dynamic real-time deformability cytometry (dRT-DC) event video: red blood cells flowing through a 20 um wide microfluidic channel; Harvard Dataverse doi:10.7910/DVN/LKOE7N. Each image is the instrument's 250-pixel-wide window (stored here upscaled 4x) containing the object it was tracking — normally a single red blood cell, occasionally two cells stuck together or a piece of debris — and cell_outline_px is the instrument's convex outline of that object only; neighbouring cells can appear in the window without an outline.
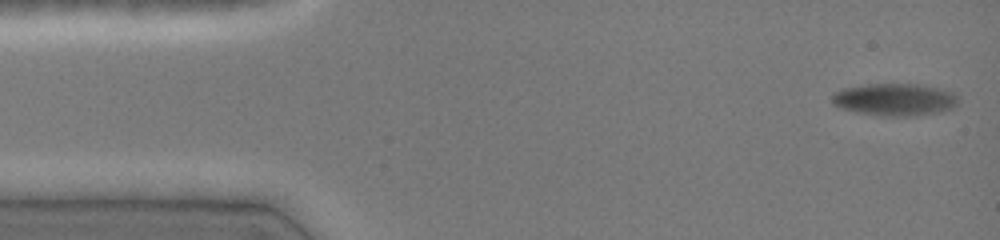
{"species": "common noctule bat (a hibernating species)", "species_latin": "Nyctalus noctula", "temperature_condition": "cold", "stored_images_in_passage": 47, "camera_frame_rate_fps": 3000, "um_per_image_px": 0.085, "animal": {"sex": "female", "body_mass_g": 19.0, "forearm_length_mm": 51.5}, "frame": {"image": 1, "passage_image": 1, "time_ms": 0.0, "image_size_px": [1000, 240], "cell_outline_px": [[960, 96], [956, 104], [952, 108], [944, 112], [916, 116], [880, 116], [840, 108], [832, 104], [832, 92], [840, 88], [868, 84], [924, 84], [940, 88], [952, 92]], "centroid_in_image_um": [76.07, 8.46], "position_along_channel_um": 8.9, "area_um2": 24.28}}
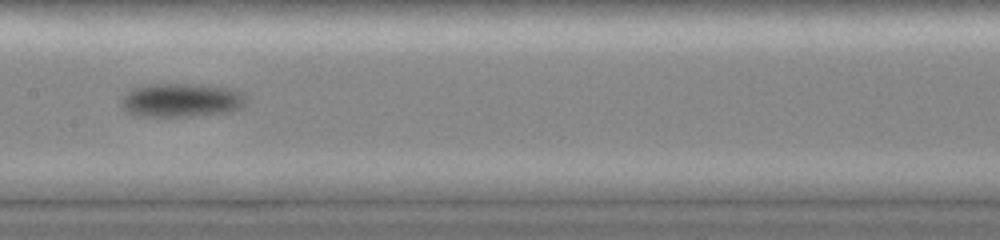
{"frame": {"image": 2, "passage_image": 23, "time_ms": 7.333, "image_size_px": [1000, 240], "cell_outline_px": [[244, 104], [240, 108], [232, 112], [192, 116], [140, 116], [124, 112], [120, 104], [120, 100], [124, 92], [128, 88], [140, 84], [208, 84], [236, 88], [244, 92]], "centroid_in_image_um": [15.37, 8.49], "position_along_channel_um": 192.0, "area_um2": 25.55}}
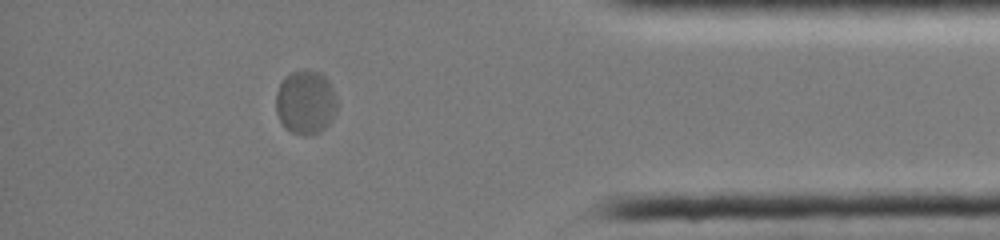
{"frame": {"image": 3, "passage_image": 41, "time_ms": 13.333, "image_size_px": [1000, 240], "cell_outline_px": [[336, 112], [332, 120], [320, 132], [312, 136], [304, 136], [292, 132], [284, 128], [276, 112], [276, 92], [284, 76], [292, 72], [320, 72], [328, 80], [332, 88], [336, 100]], "centroid_in_image_um": [25.96, 8.74], "position_along_channel_um": 409.2, "area_um2": 22.72}, "authors_computed_cell_mechanics": {"area_um2": 23.8714, "velocity_mm_per_s": 3.9818, "shape_relaxation_time_tau1_ms": 8.1745, "shape_relaxation_time_tau2_ms": null, "deformation_change_tau1": 0.0784, "deformation_change_tau2": null}}